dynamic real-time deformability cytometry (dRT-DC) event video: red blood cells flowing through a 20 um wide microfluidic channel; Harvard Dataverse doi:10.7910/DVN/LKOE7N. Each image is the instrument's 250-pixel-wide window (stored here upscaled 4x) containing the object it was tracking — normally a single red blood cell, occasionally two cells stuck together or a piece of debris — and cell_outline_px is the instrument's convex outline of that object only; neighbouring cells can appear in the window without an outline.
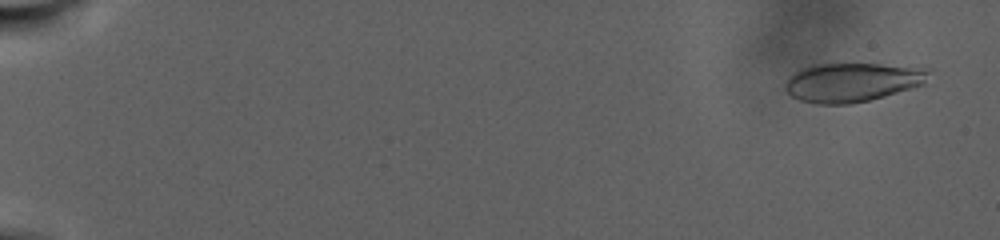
{"species": "human", "species_latin": "Homo sapiens", "temperature_condition": "warm", "stored_images_in_passage": 31, "camera_frame_rate_fps": 3000, "um_per_image_px": 0.085, "donor": {"sex": "male"}, "frame": {"image": 1, "passage_image": 5, "time_ms": 1.333, "image_size_px": [1000, 240], "cell_outline_px": [[932, 68], [924, 84], [912, 88], [884, 96], [868, 100], [848, 104], [816, 104], [800, 100], [792, 96], [784, 88], [784, 84], [788, 76], [800, 68], [812, 64], [880, 64]], "centroid_in_image_um": [72.43, 6.98], "position_along_channel_um": 12.6, "area_um2": 32.83}}
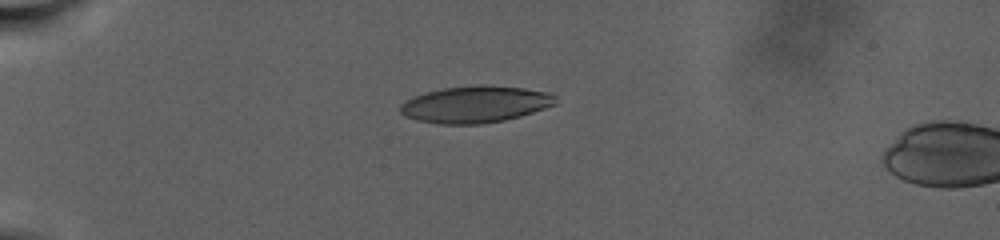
{"frame": {"image": 2, "passage_image": 28, "time_ms": 9.333, "image_size_px": [1000, 240], "cell_outline_px": [[556, 104], [520, 116], [504, 120], [480, 124], [440, 124], [416, 120], [404, 116], [400, 112], [400, 104], [404, 100], [428, 92], [444, 88], [480, 84], [524, 88], [548, 92], [556, 96]], "centroid_in_image_um": [40.39, 8.87], "position_along_channel_um": 44.6, "area_um2": 33.18}}